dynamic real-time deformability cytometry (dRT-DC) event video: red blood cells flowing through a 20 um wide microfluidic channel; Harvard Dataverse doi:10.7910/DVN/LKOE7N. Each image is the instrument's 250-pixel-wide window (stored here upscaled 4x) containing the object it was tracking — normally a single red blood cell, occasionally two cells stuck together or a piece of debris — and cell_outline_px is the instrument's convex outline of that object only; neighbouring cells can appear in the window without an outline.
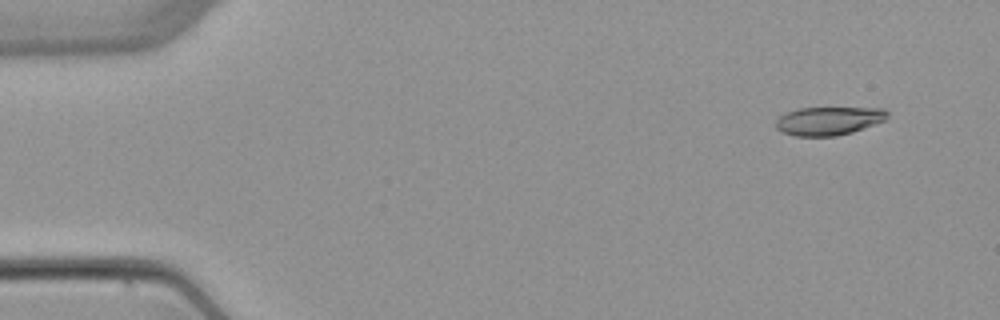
{"species": "common noctule bat (a hibernating species)", "species_latin": "Nyctalus noctula", "temperature_condition": "warm", "stored_images_in_passage": 4, "camera_frame_rate_fps": 3000, "um_per_image_px": 0.085, "animal": {"sex": "female", "body_mass_g": 22.7, "forearm_length_mm": 54.2}, "frame": {"image": 1, "passage_image": 1, "time_ms": 0.0, "image_size_px": [1000, 320], "cell_outline_px": [[888, 116], [884, 120], [864, 128], [852, 132], [836, 136], [796, 136], [784, 132], [776, 128], [776, 120], [784, 112], [800, 108], [884, 108], [888, 112]], "centroid_in_image_um": [70.43, 10.27], "position_along_channel_um": 14.6, "area_um2": 18.38}}
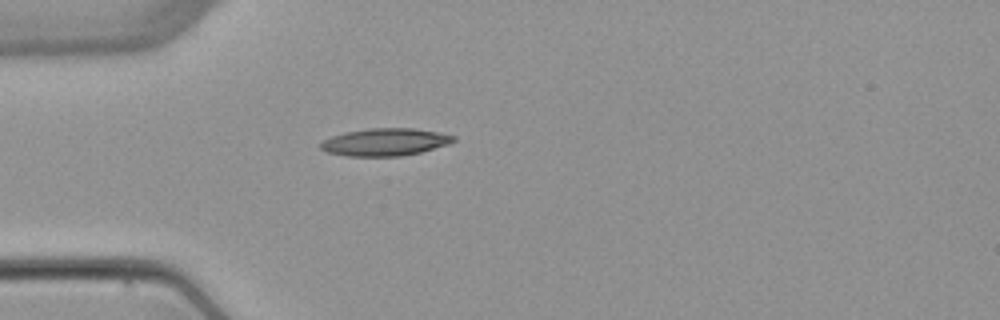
{"frame": {"image": 2, "passage_image": 4, "time_ms": 3.667, "image_size_px": [1000, 320], "cell_outline_px": [[456, 140], [448, 144], [420, 152], [400, 156], [348, 156], [328, 152], [320, 148], [320, 144], [324, 140], [332, 136], [344, 132], [368, 128], [412, 128], [440, 132], [456, 136]], "centroid_in_image_um": [32.74, 12.06], "position_along_channel_um": 52.3, "area_um2": 21.21}}